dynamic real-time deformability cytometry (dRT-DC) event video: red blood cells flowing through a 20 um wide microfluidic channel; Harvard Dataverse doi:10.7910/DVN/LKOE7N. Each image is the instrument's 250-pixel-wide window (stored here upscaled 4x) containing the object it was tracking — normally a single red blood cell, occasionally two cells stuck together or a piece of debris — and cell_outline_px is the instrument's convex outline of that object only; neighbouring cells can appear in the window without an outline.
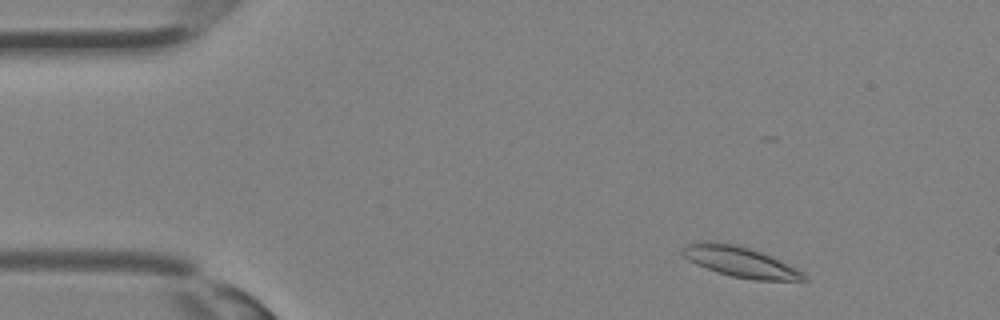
{"species": "Egyptian fruit bat (a non-hibernating species)", "species_latin": "Rousettus aegyptiacus", "temperature_condition": "room temperature", "stored_images_in_passage": 33, "camera_frame_rate_fps": 3000, "um_per_image_px": 0.085, "animal": {"sex": "female"}, "frame": {"image": 1, "passage_image": 3, "time_ms": 0.667, "image_size_px": [1000, 320], "cell_outline_px": [[808, 280], [752, 280], [732, 276], [696, 264], [688, 260], [680, 252], [688, 244], [700, 240], [712, 240], [732, 244], [748, 248], [760, 252], [796, 268], [804, 272], [808, 276]], "centroid_in_image_um": [62.9, 22.24], "position_along_channel_um": 22.1, "area_um2": 21.27}}
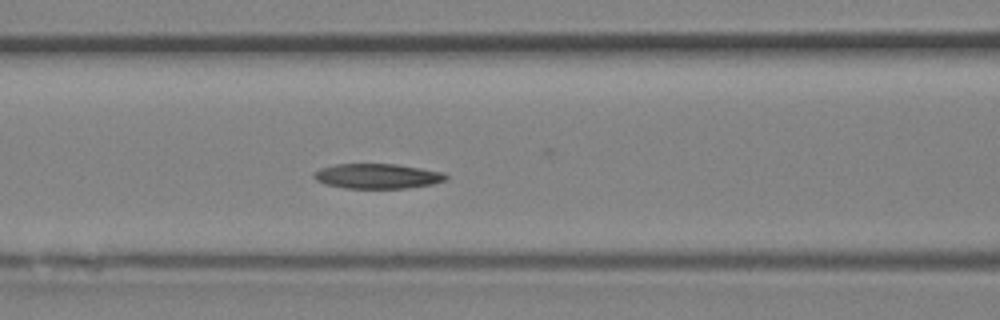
{"frame": {"image": 2, "passage_image": 13, "time_ms": 4.0, "image_size_px": [1000, 320], "cell_outline_px": [[448, 180], [432, 184], [404, 188], [344, 188], [324, 184], [316, 180], [312, 176], [320, 168], [336, 164], [396, 164], [444, 172], [448, 176]], "centroid_in_image_um": [32.09, 14.97], "position_along_channel_um": 134.5, "area_um2": 19.19}}
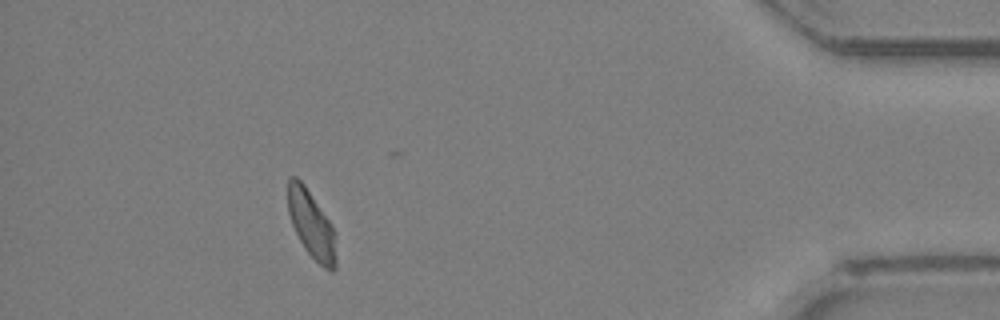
{"frame": {"image": 3, "passage_image": 30, "time_ms": 9.667, "image_size_px": [1000, 320], "cell_outline_px": [[336, 268], [332, 272], [328, 272], [304, 248], [292, 224], [288, 212], [288, 176], [296, 176], [304, 184], [332, 224], [336, 256]], "centroid_in_image_um": [26.46, 19.08], "position_along_channel_um": 408.7, "area_um2": 18.73}}